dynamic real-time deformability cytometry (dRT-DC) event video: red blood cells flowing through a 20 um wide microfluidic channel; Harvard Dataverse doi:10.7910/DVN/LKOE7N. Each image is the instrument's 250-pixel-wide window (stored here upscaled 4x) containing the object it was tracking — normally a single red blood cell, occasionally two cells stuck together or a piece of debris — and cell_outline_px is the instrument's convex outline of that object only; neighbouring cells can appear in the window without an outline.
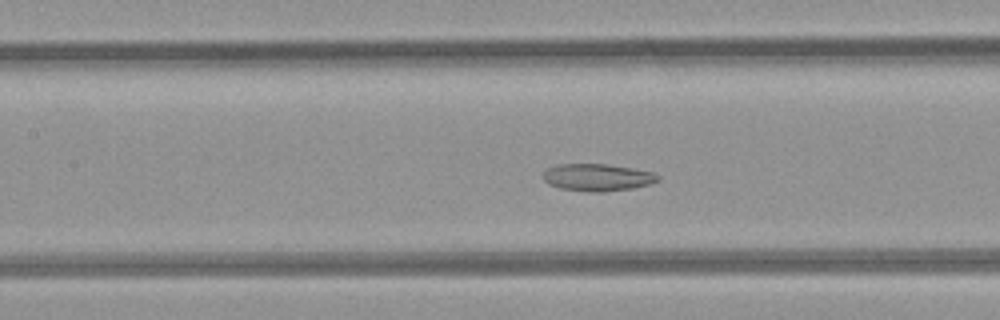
{"species": "common noctule bat (a hibernating species)", "species_latin": "Nyctalus noctula", "temperature_condition": "room temperature", "stored_images_in_passage": 50, "segment_of_instrument_passage": [1, 2], "camera_frame_rate_fps": 3000, "um_per_image_px": 0.085, "animal": {"sex": "female", "body_mass_g": 21.9}, "frame": {"image": 1, "passage_image": 22, "time_ms": 7.0, "image_size_px": [1000, 320], "cell_outline_px": [[660, 180], [652, 184], [632, 188], [604, 192], [588, 192], [560, 188], [548, 184], [544, 180], [544, 172], [548, 168], [556, 164], [608, 164], [632, 168], [652, 172], [660, 176]], "centroid_in_image_um": [50.8, 15.08], "position_along_channel_um": 156.6, "area_um2": 18.32}}
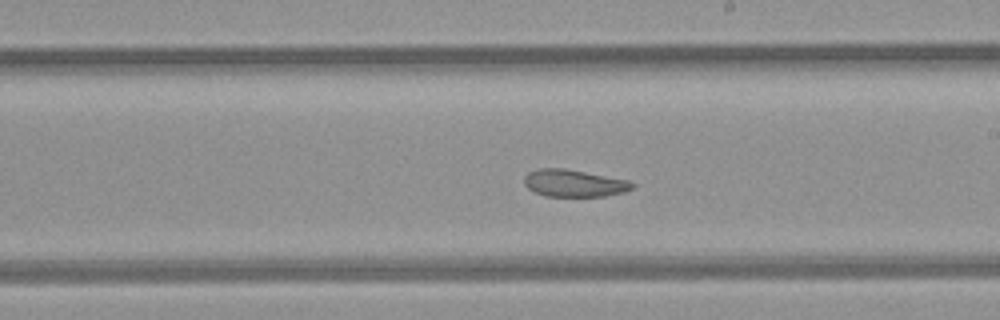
{"frame": {"image": 2, "passage_image": 28, "time_ms": 9.0, "image_size_px": [1000, 320], "cell_outline_px": [[636, 184], [632, 188], [624, 192], [604, 196], [544, 196], [528, 188], [524, 184], [524, 176], [528, 172], [540, 168], [564, 168], [628, 180]], "centroid_in_image_um": [48.78, 15.57], "position_along_channel_um": 240.2, "area_um2": 17.05}}
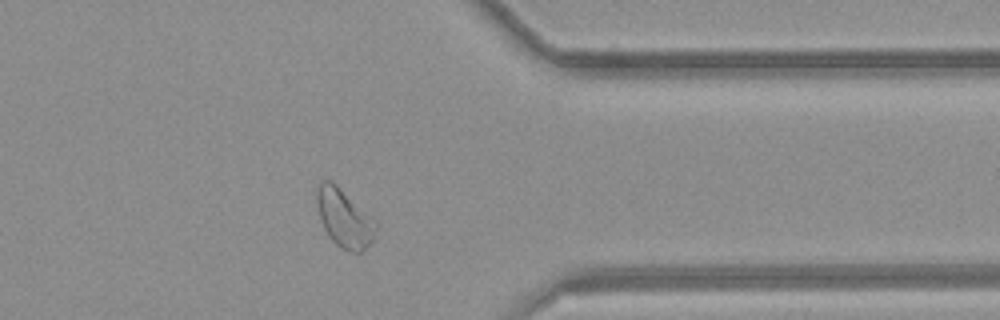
{"frame": {"image": 3, "passage_image": 39, "time_ms": 12.667, "image_size_px": [1000, 320], "cell_outline_px": [[376, 228], [372, 240], [360, 252], [352, 252], [340, 248], [328, 236], [320, 220], [316, 200], [316, 184], [320, 180], [332, 180], [372, 216], [376, 220]], "centroid_in_image_um": [29.22, 18.5], "position_along_channel_um": 382.2, "area_um2": 20.17}}